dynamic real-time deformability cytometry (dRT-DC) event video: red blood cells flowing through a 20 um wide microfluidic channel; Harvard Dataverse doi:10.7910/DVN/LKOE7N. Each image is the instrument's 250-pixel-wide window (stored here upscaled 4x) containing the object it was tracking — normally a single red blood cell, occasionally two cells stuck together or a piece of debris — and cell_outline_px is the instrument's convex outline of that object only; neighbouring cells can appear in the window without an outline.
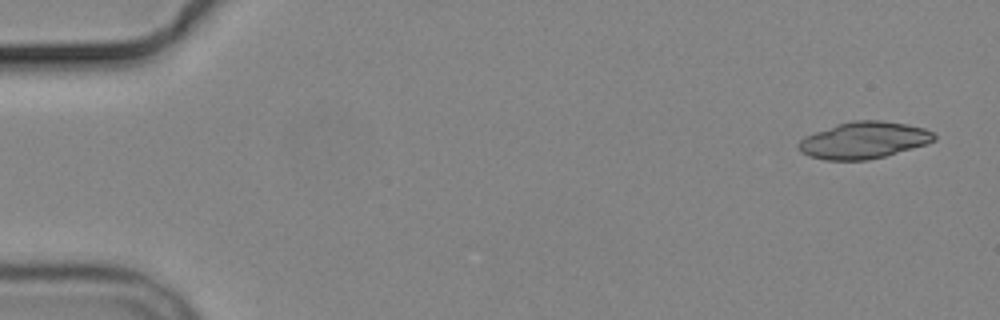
{"species": "common noctule bat (a hibernating species)", "species_latin": "Nyctalus noctula", "temperature_condition": "cold", "stored_images_in_passage": 5, "camera_frame_rate_fps": 3000, "um_per_image_px": 0.085, "animal": {"sex": "male", "body_mass_g": 19.2, "forearm_length_mm": 51.8}, "frame": {"image": 1, "passage_image": 1, "time_ms": 0.0, "image_size_px": [1000, 320], "cell_outline_px": [[936, 140], [928, 144], [884, 156], [868, 160], [824, 160], [808, 156], [800, 152], [796, 148], [796, 144], [804, 136], [836, 124], [852, 120], [880, 120], [908, 124], [924, 128], [932, 132], [936, 136]], "centroid_in_image_um": [73.39, 11.92], "position_along_channel_um": 11.6, "area_um2": 29.36}}